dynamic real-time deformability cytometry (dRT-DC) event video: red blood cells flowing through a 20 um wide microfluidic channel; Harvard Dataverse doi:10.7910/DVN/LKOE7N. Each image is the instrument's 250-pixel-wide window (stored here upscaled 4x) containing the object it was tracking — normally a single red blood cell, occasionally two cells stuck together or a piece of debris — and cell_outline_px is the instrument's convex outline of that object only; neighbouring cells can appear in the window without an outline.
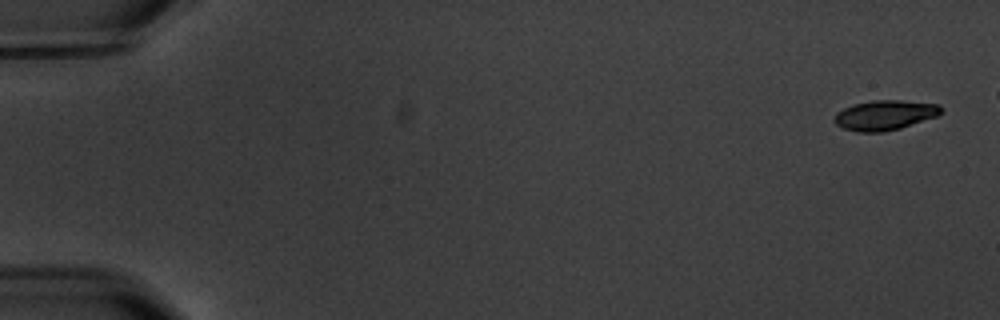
{"species": "common noctule bat (a hibernating species)", "species_latin": "Nyctalus noctula", "temperature_condition": "warm", "stored_images_in_passage": 10, "camera_frame_rate_fps": 3000, "um_per_image_px": 0.085, "animal": {"sex": "male", "body_mass_g": 20.1, "forearm_length_mm": 53.5}, "frame": {"image": 1, "passage_image": 1, "time_ms": 0.0, "image_size_px": [1000, 320], "cell_outline_px": [[944, 112], [936, 116], [900, 128], [884, 132], [856, 132], [844, 128], [836, 124], [836, 112], [852, 104], [872, 100], [900, 100], [940, 104], [944, 108]], "centroid_in_image_um": [75.25, 9.77], "position_along_channel_um": 9.8, "area_um2": 18.61}}
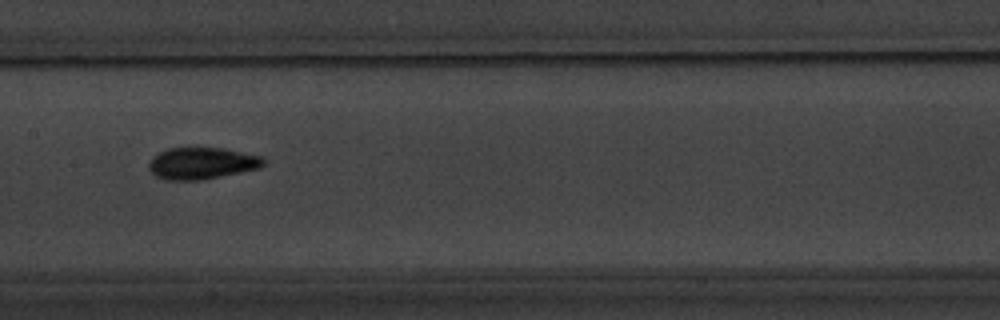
{"frame": {"image": 2, "passage_image": 9, "time_ms": 9.333, "image_size_px": [1000, 320], "cell_outline_px": [[268, 160], [260, 168], [200, 180], [164, 180], [156, 176], [148, 168], [148, 164], [152, 156], [168, 148], [188, 144], [224, 148], [264, 156]], "centroid_in_image_um": [17.15, 13.82], "position_along_channel_um": 190.2, "area_um2": 22.2}}